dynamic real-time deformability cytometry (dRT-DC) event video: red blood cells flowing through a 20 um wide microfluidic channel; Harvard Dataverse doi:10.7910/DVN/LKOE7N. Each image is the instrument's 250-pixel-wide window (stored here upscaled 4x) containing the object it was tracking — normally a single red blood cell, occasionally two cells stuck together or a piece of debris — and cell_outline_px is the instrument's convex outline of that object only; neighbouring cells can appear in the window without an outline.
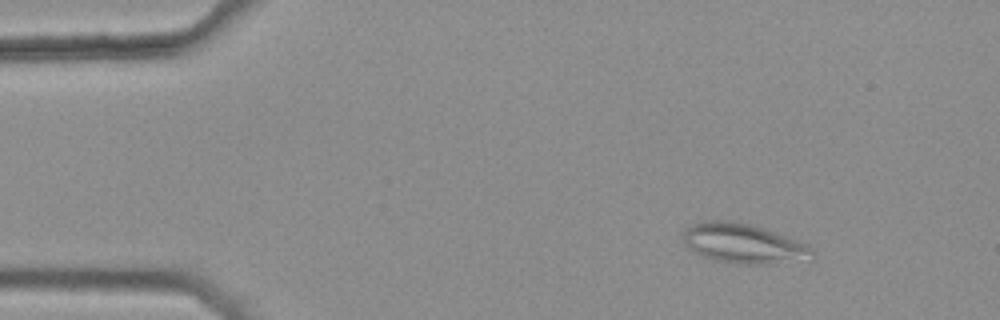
{"species": "common noctule bat (a hibernating species)", "species_latin": "Nyctalus noctula", "temperature_condition": "warm", "stored_images_in_passage": 4, "camera_frame_rate_fps": 3000, "um_per_image_px": 0.085, "animal": {"sex": "female", "body_mass_g": 25.1}, "frame": {"image": 1, "passage_image": 2, "time_ms": 0.333, "image_size_px": [1000, 320], "cell_outline_px": [[816, 252], [812, 260], [768, 264], [740, 264], [716, 260], [692, 252], [684, 244], [684, 232], [688, 224], [704, 220], [728, 220], [748, 224], [764, 228], [808, 244]], "centroid_in_image_um": [63.22, 20.7], "position_along_channel_um": 21.8, "area_um2": 30.29}}